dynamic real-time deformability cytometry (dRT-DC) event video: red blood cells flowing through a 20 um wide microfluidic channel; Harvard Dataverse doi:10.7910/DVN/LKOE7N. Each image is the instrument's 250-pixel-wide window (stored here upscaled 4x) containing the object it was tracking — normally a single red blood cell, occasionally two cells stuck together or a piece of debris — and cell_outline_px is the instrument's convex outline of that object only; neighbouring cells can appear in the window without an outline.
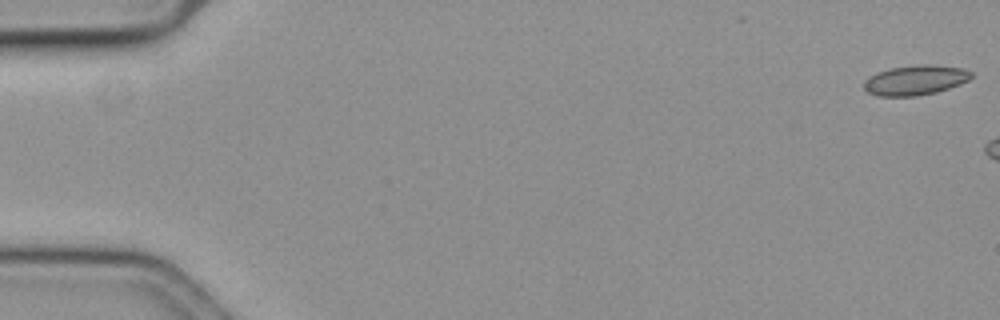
{"species": "common noctule bat (a hibernating species)", "species_latin": "Nyctalus noctula", "temperature_condition": "cold", "stored_images_in_passage": 7, "camera_frame_rate_fps": 3000, "um_per_image_px": 0.085, "animal": {"sex": "female", "body_mass_g": 19.3, "forearm_length_mm": 54.1}, "frame": {"image": 1, "passage_image": 1, "time_ms": 0.0, "image_size_px": [1000, 320], "cell_outline_px": [[972, 76], [968, 80], [960, 84], [936, 92], [916, 96], [876, 96], [868, 92], [864, 88], [864, 80], [868, 76], [892, 68], [924, 64], [964, 68], [972, 72]], "centroid_in_image_um": [77.8, 6.82], "position_along_channel_um": 7.2, "area_um2": 18.5}}